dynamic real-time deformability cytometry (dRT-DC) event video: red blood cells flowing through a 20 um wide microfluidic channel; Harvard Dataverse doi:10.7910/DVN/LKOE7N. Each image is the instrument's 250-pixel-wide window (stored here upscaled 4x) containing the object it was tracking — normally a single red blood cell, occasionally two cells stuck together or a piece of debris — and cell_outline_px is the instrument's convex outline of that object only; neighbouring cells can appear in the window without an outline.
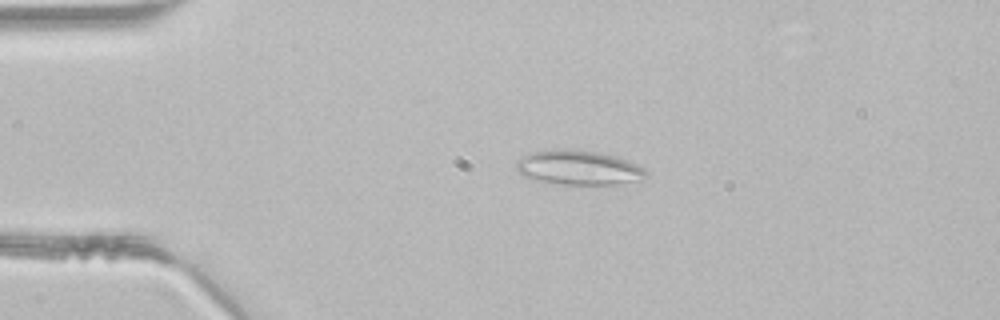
{"species": "common noctule bat (a hibernating species)", "species_latin": "Nyctalus noctula", "temperature_condition": "room temperature", "stored_images_in_passage": 45, "segment_of_instrument_passage": [1, 2], "camera_frame_rate_fps": 3000, "um_per_image_px": 0.085, "animal": {"sex": "male", "body_mass_g": 21.5, "forearm_length_mm": 52.0}, "frame": {"image": 1, "passage_image": 9, "time_ms": 2.667, "image_size_px": [1000, 320], "cell_outline_px": [[648, 176], [616, 184], [564, 184], [536, 180], [524, 176], [516, 168], [516, 160], [532, 152], [596, 152], [616, 156], [644, 168], [648, 172]], "centroid_in_image_um": [49.19, 14.29], "position_along_channel_um": 35.8, "area_um2": 24.68}}
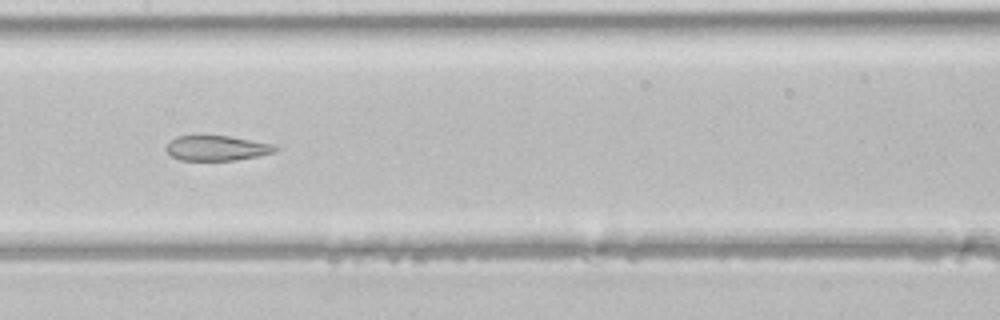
{"frame": {"image": 2, "passage_image": 22, "time_ms": 7.0, "image_size_px": [1000, 320], "cell_outline_px": [[276, 152], [260, 156], [236, 160], [180, 160], [172, 156], [164, 148], [176, 136], [228, 136], [272, 144], [276, 148]], "centroid_in_image_um": [18.42, 12.6], "position_along_channel_um": 189.0, "area_um2": 15.72}}
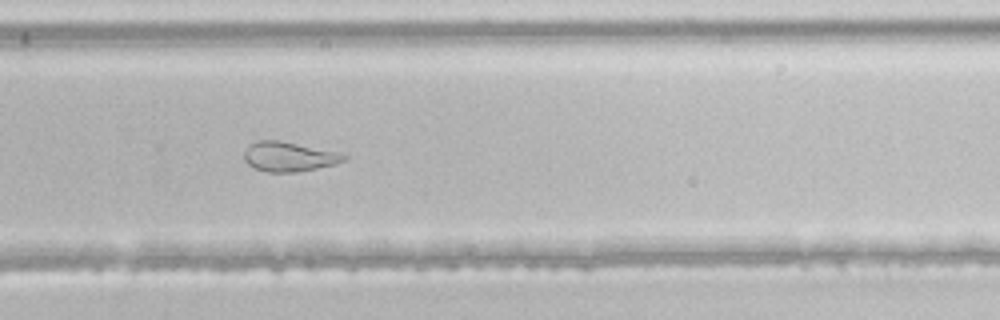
{"frame": {"image": 3, "passage_image": 30, "time_ms": 9.667, "image_size_px": [1000, 320], "cell_outline_px": [[348, 156], [344, 160], [336, 164], [296, 172], [268, 172], [256, 168], [248, 164], [244, 160], [244, 152], [252, 144], [260, 140], [280, 140], [344, 152]], "centroid_in_image_um": [24.63, 13.3], "position_along_channel_um": 305.2, "area_um2": 17.34}}